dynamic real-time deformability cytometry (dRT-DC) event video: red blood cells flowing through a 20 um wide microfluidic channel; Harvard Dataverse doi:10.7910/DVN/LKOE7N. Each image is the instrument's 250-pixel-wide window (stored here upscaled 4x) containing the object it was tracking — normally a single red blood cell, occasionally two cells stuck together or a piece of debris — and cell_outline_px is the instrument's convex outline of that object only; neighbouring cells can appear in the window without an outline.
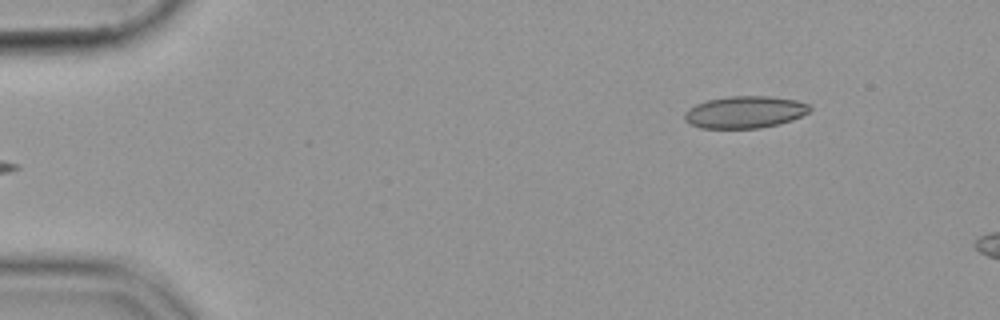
{"species": "common noctule bat (a hibernating species)", "species_latin": "Nyctalus noctula", "temperature_condition": "cold", "stored_images_in_passage": 48, "camera_frame_rate_fps": 3000, "um_per_image_px": 0.085, "animal": {"sex": "female", "body_mass_g": 19.9}, "frame": {"image": 1, "passage_image": 1, "time_ms": 0.0, "image_size_px": [1000, 320], "cell_outline_px": [[812, 108], [808, 112], [792, 120], [780, 124], [760, 128], [700, 128], [688, 124], [684, 120], [684, 112], [688, 108], [696, 104], [708, 100], [728, 96], [768, 96], [796, 100], [808, 104]], "centroid_in_image_um": [63.28, 9.53], "position_along_channel_um": 21.7, "area_um2": 23.52}}
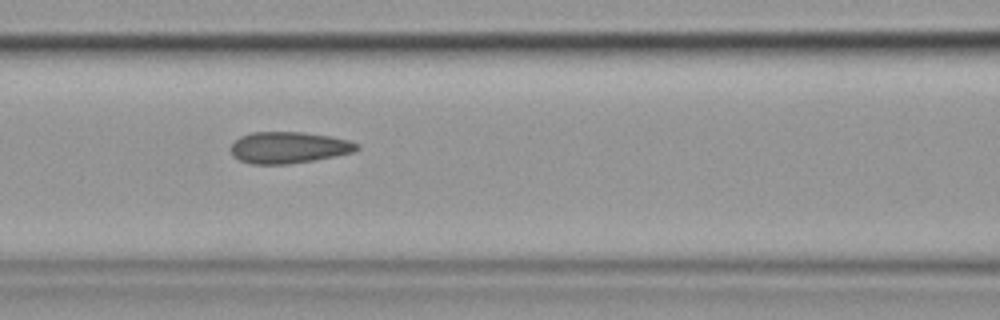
{"frame": {"image": 2, "passage_image": 18, "time_ms": 5.667, "image_size_px": [1000, 320], "cell_outline_px": [[360, 148], [352, 152], [316, 160], [288, 164], [252, 164], [240, 160], [232, 156], [228, 148], [240, 136], [252, 132], [304, 132], [332, 136], [348, 140], [360, 144]], "centroid_in_image_um": [24.52, 12.54], "position_along_channel_um": 142.1, "area_um2": 23.35}}
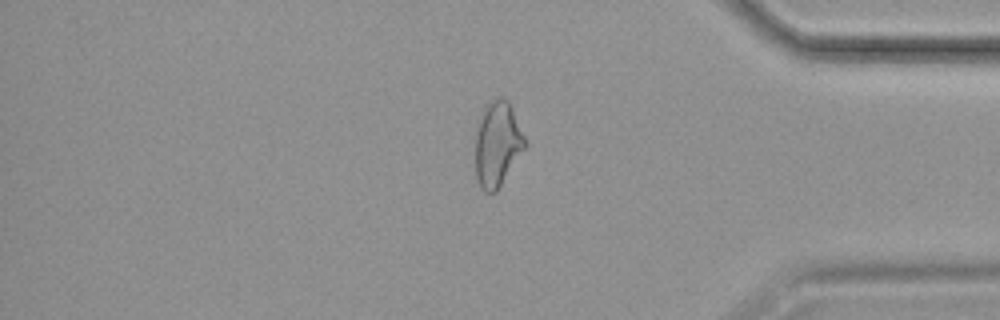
{"frame": {"image": 3, "passage_image": 40, "time_ms": 13.0, "image_size_px": [1000, 320], "cell_outline_px": [[528, 144], [496, 192], [484, 192], [480, 188], [476, 176], [476, 132], [484, 108], [492, 100], [500, 96], [504, 96], [508, 100]], "centroid_in_image_um": [42.29, 12.25], "position_along_channel_um": 392.9, "area_um2": 24.39}}